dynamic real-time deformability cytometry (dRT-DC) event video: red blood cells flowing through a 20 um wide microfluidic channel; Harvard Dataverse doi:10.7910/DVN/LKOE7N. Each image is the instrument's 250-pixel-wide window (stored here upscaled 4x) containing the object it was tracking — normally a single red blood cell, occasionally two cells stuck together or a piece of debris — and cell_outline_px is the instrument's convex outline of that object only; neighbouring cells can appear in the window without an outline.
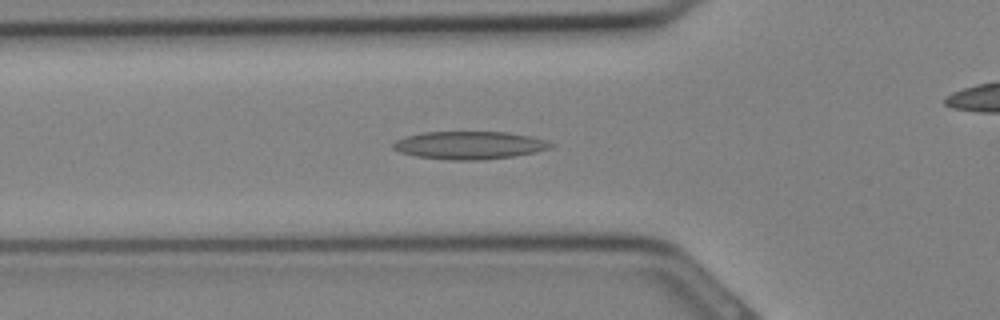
{"species": "Egyptian fruit bat (a non-hibernating species)", "species_latin": "Rousettus aegyptiacus", "temperature_condition": "cold", "stored_images_in_passage": 32, "camera_frame_rate_fps": 3000, "um_per_image_px": 0.085, "animal": {"sex": "female"}, "frame": {"image": 1, "passage_image": 10, "time_ms": 3.0, "image_size_px": [1000, 320], "cell_outline_px": [[556, 144], [552, 148], [536, 152], [512, 156], [480, 160], [456, 160], [416, 156], [400, 152], [392, 148], [392, 144], [396, 140], [404, 136], [424, 132], [508, 132], [532, 136], [548, 140]], "centroid_in_image_um": [39.95, 12.33], "position_along_channel_um": 85.9, "area_um2": 25.72}}
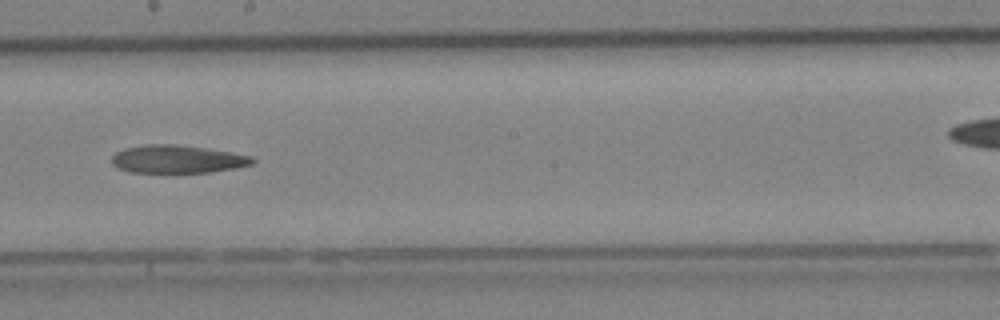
{"frame": {"image": 2, "passage_image": 17, "time_ms": 5.333, "image_size_px": [1000, 320], "cell_outline_px": [[256, 160], [252, 164], [232, 168], [208, 172], [132, 172], [120, 168], [112, 164], [112, 156], [116, 152], [124, 148], [148, 144], [172, 144], [204, 148], [232, 152], [252, 156]], "centroid_in_image_um": [15.07, 13.52], "position_along_channel_um": 233.1, "area_um2": 22.6}}
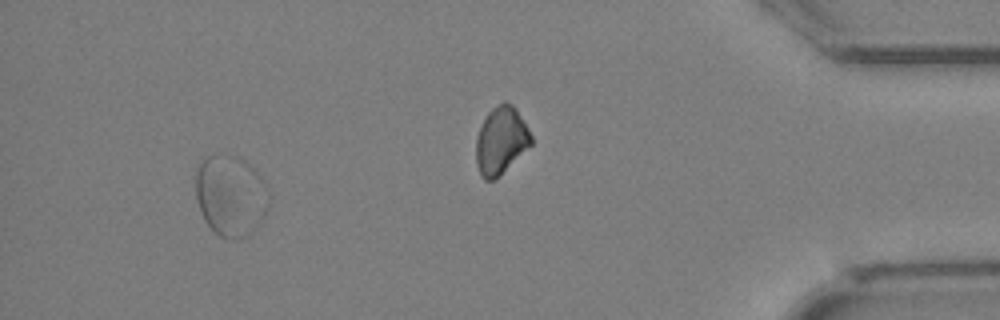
{"frame": {"image": 3, "passage_image": 29, "time_ms": 9.333, "image_size_px": [1000, 320], "cell_outline_px": [[268, 208], [260, 224], [252, 232], [244, 236], [232, 240], [228, 240], [220, 236], [204, 220], [200, 212], [196, 200], [196, 172], [204, 156], [232, 156], [244, 160], [264, 180], [268, 188]], "centroid_in_image_um": [19.61, 16.66], "position_along_channel_um": 415.6, "area_um2": 34.45}}